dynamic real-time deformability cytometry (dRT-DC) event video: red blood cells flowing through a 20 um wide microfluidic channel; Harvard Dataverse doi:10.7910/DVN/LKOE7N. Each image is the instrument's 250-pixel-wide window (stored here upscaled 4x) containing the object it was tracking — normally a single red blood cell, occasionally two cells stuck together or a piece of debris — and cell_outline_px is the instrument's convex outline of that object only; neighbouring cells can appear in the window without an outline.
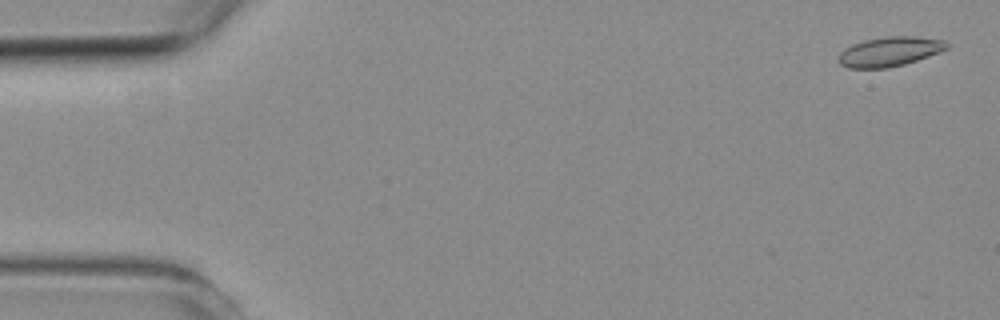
{"species": "common noctule bat (a hibernating species)", "species_latin": "Nyctalus noctula", "temperature_condition": "room temperature", "stored_images_in_passage": 5, "segment_of_instrument_passage": [2, 2], "camera_frame_rate_fps": 3000, "um_per_image_px": 0.085, "animal": {"sex": "female", "body_mass_g": 19.3, "forearm_length_mm": 54.1}, "frame": {"image": 1, "passage_image": 5, "time_ms": 6.0, "image_size_px": [1000, 320], "cell_outline_px": [[948, 48], [940, 52], [904, 64], [888, 68], [848, 68], [840, 64], [836, 60], [840, 52], [844, 48], [852, 44], [864, 40], [888, 36], [912, 36], [944, 40], [948, 44]], "centroid_in_image_um": [75.57, 4.39], "position_along_channel_um": 9.4, "area_um2": 18.67}}